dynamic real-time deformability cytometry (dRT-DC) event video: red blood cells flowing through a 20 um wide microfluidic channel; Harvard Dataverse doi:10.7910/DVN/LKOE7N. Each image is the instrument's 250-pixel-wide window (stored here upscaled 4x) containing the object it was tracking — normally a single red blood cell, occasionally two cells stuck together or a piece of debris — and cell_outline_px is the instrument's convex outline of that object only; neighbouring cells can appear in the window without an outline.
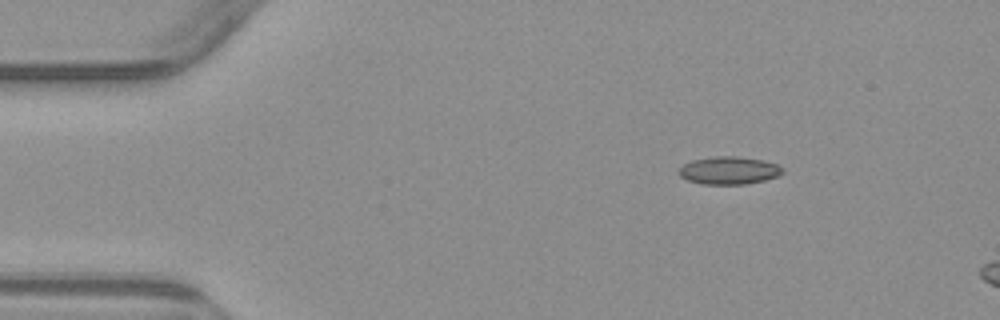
{"species": "common noctule bat (a hibernating species)", "species_latin": "Nyctalus noctula", "temperature_condition": "warm", "stored_images_in_passage": 3, "camera_frame_rate_fps": 3000, "um_per_image_px": 0.085, "animal": {"sex": "male", "body_mass_g": 23.1, "forearm_length_mm": 52.7}, "frame": {"image": 1, "passage_image": 1, "time_ms": 0.0, "image_size_px": [1000, 320], "cell_outline_px": [[784, 172], [776, 176], [764, 180], [744, 184], [700, 184], [688, 180], [680, 176], [676, 172], [684, 164], [692, 160], [712, 156], [736, 156], [764, 160], [776, 164], [784, 168]], "centroid_in_image_um": [61.94, 14.48], "position_along_channel_um": 23.1, "area_um2": 16.82}}